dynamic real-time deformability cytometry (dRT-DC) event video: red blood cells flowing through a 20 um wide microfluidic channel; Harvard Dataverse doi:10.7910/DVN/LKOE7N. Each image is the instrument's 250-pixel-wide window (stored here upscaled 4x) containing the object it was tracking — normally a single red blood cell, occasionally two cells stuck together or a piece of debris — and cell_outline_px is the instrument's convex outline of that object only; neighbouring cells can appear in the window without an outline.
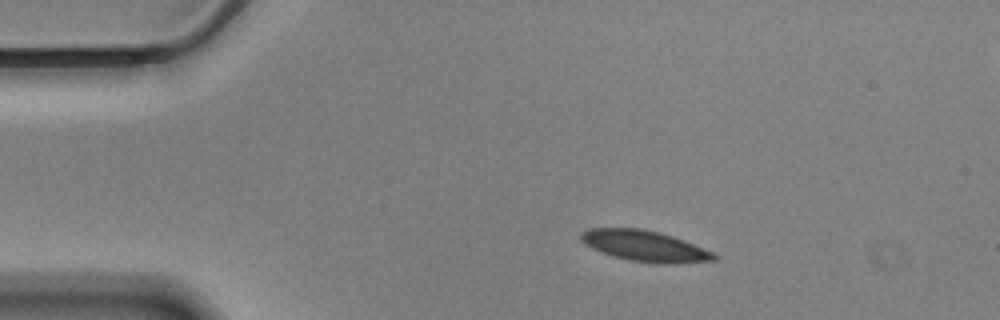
{"species": "Egyptian fruit bat (a non-hibernating species)", "species_latin": "Rousettus aegyptiacus", "temperature_condition": "cold", "stored_images_in_passage": 45, "camera_frame_rate_fps": 3000, "um_per_image_px": 0.085, "animal": {"sex": "male"}, "frame": {"image": 1, "passage_image": 1, "time_ms": 0.0, "image_size_px": [1000, 320], "cell_outline_px": [[720, 256], [716, 260], [632, 260], [612, 256], [592, 248], [580, 240], [580, 232], [588, 228], [640, 228], [660, 232], [684, 240], [712, 252]], "centroid_in_image_um": [54.67, 20.82], "position_along_channel_um": 30.3, "area_um2": 22.54}}
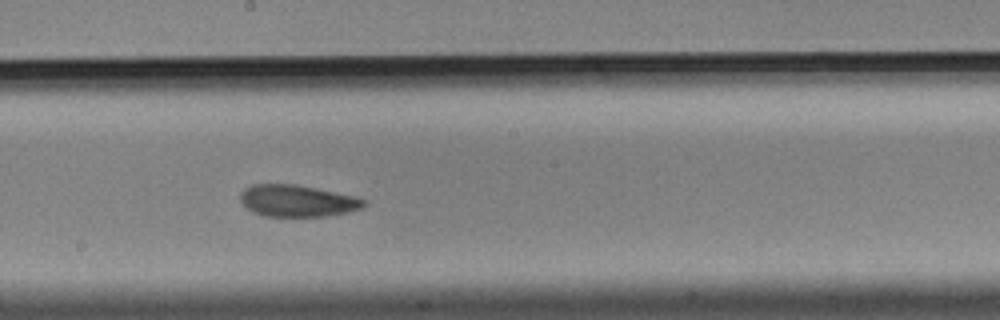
{"frame": {"image": 2, "passage_image": 22, "time_ms": 7.0, "image_size_px": [1000, 320], "cell_outline_px": [[368, 204], [364, 208], [348, 212], [328, 216], [264, 216], [252, 212], [240, 200], [240, 192], [244, 188], [252, 184], [292, 184], [356, 196], [368, 200]], "centroid_in_image_um": [25.31, 17.07], "position_along_channel_um": 222.9, "area_um2": 23.0}}
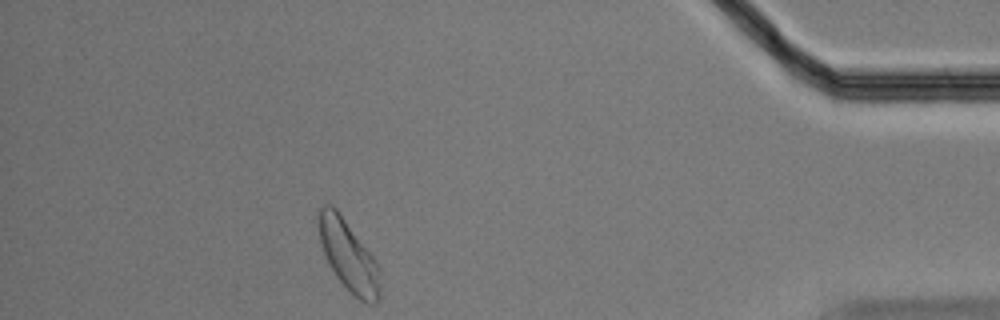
{"frame": {"image": 3, "passage_image": 42, "time_ms": 13.667, "image_size_px": [1000, 320], "cell_outline_px": [[380, 296], [376, 304], [368, 304], [360, 300], [336, 276], [328, 264], [320, 240], [316, 216], [316, 208], [324, 204], [332, 204], [336, 208], [376, 260], [380, 268]], "centroid_in_image_um": [29.6, 21.69], "position_along_channel_um": 405.6, "area_um2": 25.49}, "authors_computed_cell_mechanics": {"area_um2": 23.8136, "velocity_mm_per_s": 3.4726, "shape_relaxation_time_tau1_ms": 4.6353, "shape_relaxation_time_tau2_ms": 3.337, "deformation_change_tau1": 0.1126, "deformation_change_tau2": 0.0715}}